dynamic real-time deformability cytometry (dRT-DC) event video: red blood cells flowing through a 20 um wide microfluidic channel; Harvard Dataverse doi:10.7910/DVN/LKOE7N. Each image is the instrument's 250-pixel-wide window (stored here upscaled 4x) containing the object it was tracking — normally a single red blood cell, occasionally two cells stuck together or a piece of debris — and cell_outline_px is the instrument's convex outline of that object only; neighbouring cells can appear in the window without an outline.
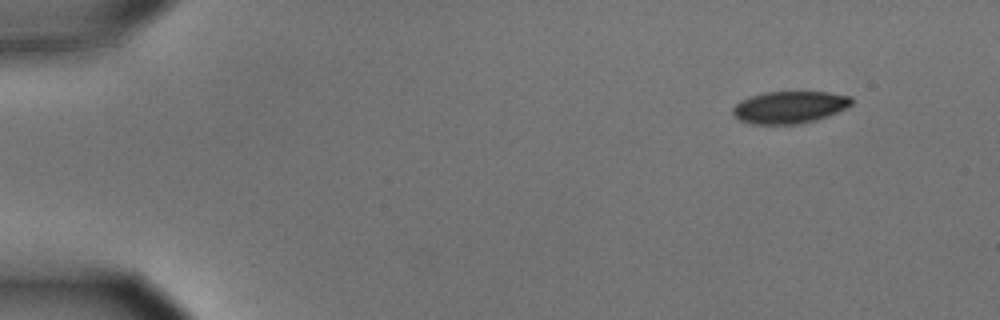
{"species": "common noctule bat (a hibernating species)", "species_latin": "Nyctalus noctula", "temperature_condition": "cold", "stored_images_in_passage": 3, "camera_frame_rate_fps": 3000, "um_per_image_px": 0.085, "animal": {"sex": "male", "body_mass_g": 15.6}, "frame": {"image": 1, "passage_image": 1, "time_ms": 0.0, "image_size_px": [1000, 320], "cell_outline_px": [[852, 104], [828, 116], [816, 120], [796, 124], [752, 124], [740, 120], [732, 112], [732, 108], [740, 100], [764, 92], [828, 92], [852, 96]], "centroid_in_image_um": [67.11, 9.11], "position_along_channel_um": 17.9, "area_um2": 22.14}}